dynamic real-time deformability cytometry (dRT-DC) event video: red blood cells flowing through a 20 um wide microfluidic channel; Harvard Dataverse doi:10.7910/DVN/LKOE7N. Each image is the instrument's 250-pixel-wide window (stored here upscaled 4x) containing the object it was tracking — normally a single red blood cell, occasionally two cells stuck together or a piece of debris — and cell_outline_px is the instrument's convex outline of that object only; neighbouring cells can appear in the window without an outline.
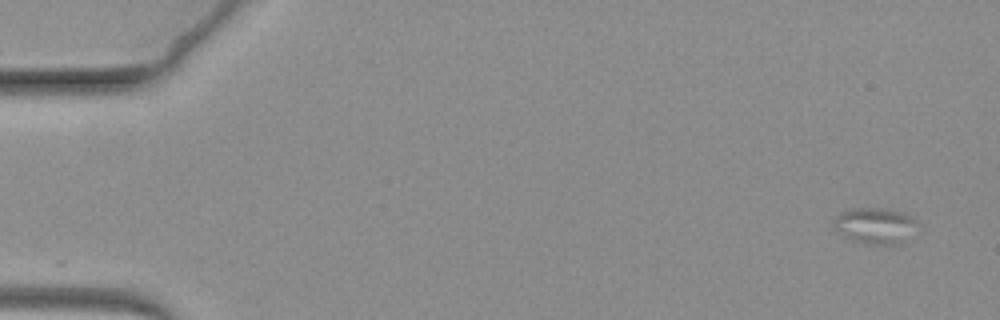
{"species": "common noctule bat (a hibernating species)", "species_latin": "Nyctalus noctula", "temperature_condition": "warm", "stored_images_in_passage": 10, "camera_frame_rate_fps": 3000, "um_per_image_px": 0.085, "animal": {"sex": "female", "body_mass_g": 19.3, "forearm_length_mm": 54.1}, "frame": {"image": 1, "passage_image": 1, "time_ms": 0.0, "image_size_px": [1000, 320], "cell_outline_px": [[912, 220], [904, 244], [864, 244], [852, 240], [844, 236], [836, 228], [836, 216], [844, 212], [860, 208], [876, 208], [900, 212], [912, 216]], "centroid_in_image_um": [74.32, 19.21], "position_along_channel_um": 10.7, "area_um2": 16.42}}